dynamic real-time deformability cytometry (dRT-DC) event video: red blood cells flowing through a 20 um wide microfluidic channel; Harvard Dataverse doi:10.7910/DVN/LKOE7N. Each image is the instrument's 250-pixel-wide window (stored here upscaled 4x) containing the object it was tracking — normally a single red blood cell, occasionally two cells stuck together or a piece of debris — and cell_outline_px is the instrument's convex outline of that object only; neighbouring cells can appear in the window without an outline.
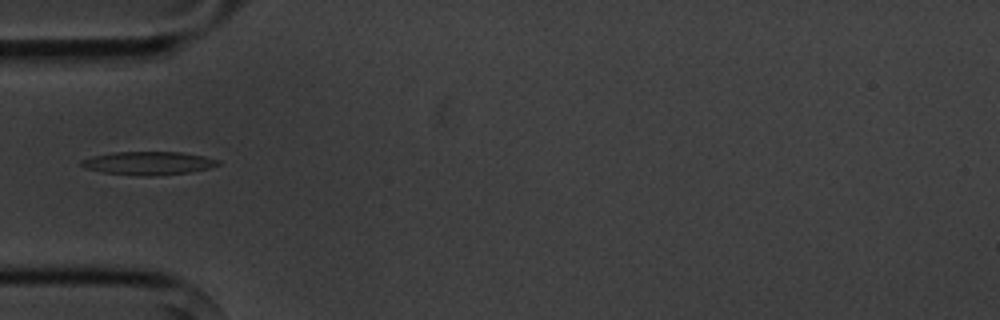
{"species": "common noctule bat (a hibernating species)", "species_latin": "Nyctalus noctula", "temperature_condition": "cold", "stored_images_in_passage": 5, "camera_frame_rate_fps": 3000, "um_per_image_px": 0.085, "animal": {"sex": "male", "body_mass_g": 20.1, "forearm_length_mm": 53.5}, "frame": {"image": 1, "passage_image": 5, "time_ms": 4.667, "image_size_px": [1000, 320], "cell_outline_px": [[220, 164], [208, 168], [188, 172], [156, 176], [144, 176], [100, 172], [84, 168], [80, 164], [80, 160], [92, 156], [112, 152], [180, 152], [204, 156], [220, 160]], "centroid_in_image_um": [12.57, 13.87], "position_along_channel_um": 72.4, "area_um2": 18.61}}